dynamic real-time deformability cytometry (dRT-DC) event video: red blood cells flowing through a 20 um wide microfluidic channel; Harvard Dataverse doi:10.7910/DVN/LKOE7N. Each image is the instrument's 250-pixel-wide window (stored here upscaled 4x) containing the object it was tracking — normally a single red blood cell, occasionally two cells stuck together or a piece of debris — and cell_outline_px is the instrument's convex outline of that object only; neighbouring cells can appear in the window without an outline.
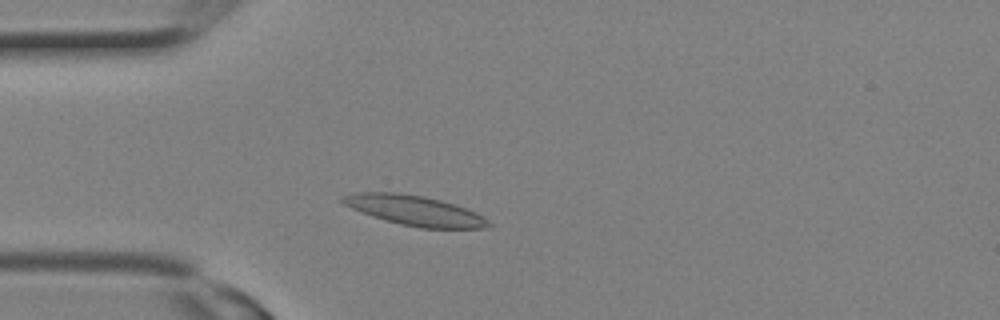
{"species": "Egyptian fruit bat (a non-hibernating species)", "species_latin": "Rousettus aegyptiacus", "temperature_condition": "room temperature", "stored_images_in_passage": 6, "camera_frame_rate_fps": 3000, "um_per_image_px": 0.085, "animal": {"sex": "female"}, "frame": {"image": 1, "passage_image": 2, "time_ms": 0.333, "image_size_px": [1000, 320], "cell_outline_px": [[492, 224], [488, 228], [420, 228], [400, 224], [372, 216], [352, 208], [344, 204], [340, 200], [340, 196], [356, 192], [396, 192], [424, 196], [440, 200], [476, 212], [488, 220]], "centroid_in_image_um": [35.23, 17.89], "position_along_channel_um": 49.8, "area_um2": 25.32}}
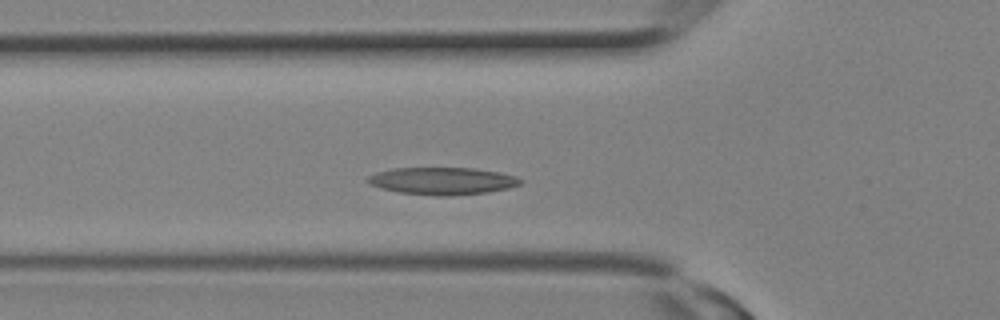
{"frame": {"image": 2, "passage_image": 4, "time_ms": 1.0, "image_size_px": [1000, 320], "cell_outline_px": [[524, 180], [520, 184], [508, 188], [488, 192], [444, 196], [436, 196], [400, 192], [380, 188], [364, 180], [368, 176], [376, 172], [392, 168], [472, 168], [500, 172], [516, 176]], "centroid_in_image_um": [37.6, 15.37], "position_along_channel_um": 88.2, "area_um2": 24.28}}
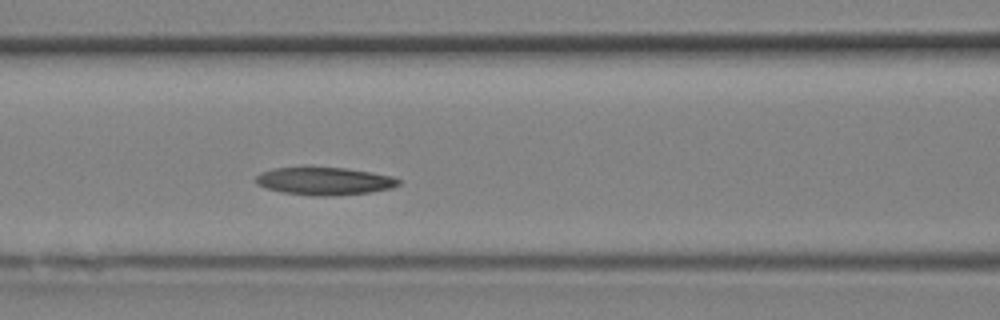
{"frame": {"image": 3, "passage_image": 6, "time_ms": 1.667, "image_size_px": [1000, 320], "cell_outline_px": [[400, 184], [392, 188], [368, 192], [332, 196], [316, 196], [284, 192], [268, 188], [256, 184], [256, 176], [260, 172], [272, 168], [348, 168], [372, 172], [392, 176], [400, 180]], "centroid_in_image_um": [27.6, 15.39], "position_along_channel_um": 139.0, "area_um2": 22.83}}